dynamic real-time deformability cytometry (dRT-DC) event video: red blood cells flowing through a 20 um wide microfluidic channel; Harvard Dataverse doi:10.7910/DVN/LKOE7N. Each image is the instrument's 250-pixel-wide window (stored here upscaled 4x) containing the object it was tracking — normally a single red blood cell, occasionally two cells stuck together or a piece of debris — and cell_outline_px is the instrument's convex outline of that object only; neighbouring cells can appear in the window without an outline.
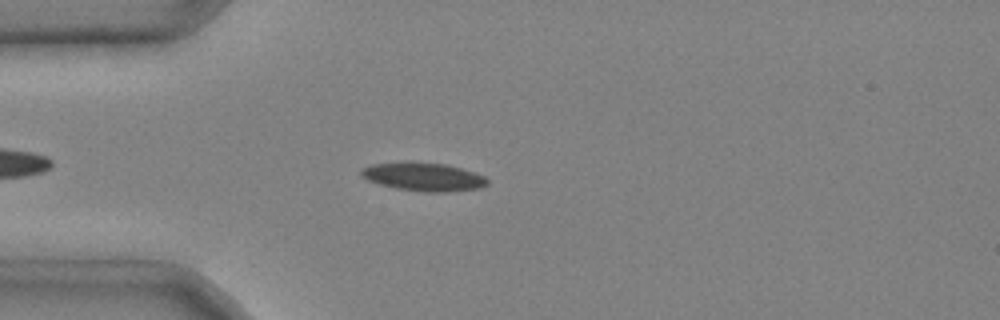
{"species": "common noctule bat (a hibernating species)", "species_latin": "Nyctalus noctula", "temperature_condition": "cold", "stored_images_in_passage": 3, "camera_frame_rate_fps": 3000, "um_per_image_px": 0.085, "animal": {"sex": "male", "body_mass_g": 20.4}, "frame": {"image": 1, "passage_image": 3, "time_ms": 0.667, "image_size_px": [1000, 320], "cell_outline_px": [[488, 184], [480, 188], [448, 192], [424, 192], [396, 188], [380, 184], [368, 180], [360, 176], [360, 172], [364, 168], [372, 164], [444, 164], [460, 168], [484, 176], [488, 180]], "centroid_in_image_um": [36.04, 15.07], "position_along_channel_um": 49.0, "area_um2": 20.0}}